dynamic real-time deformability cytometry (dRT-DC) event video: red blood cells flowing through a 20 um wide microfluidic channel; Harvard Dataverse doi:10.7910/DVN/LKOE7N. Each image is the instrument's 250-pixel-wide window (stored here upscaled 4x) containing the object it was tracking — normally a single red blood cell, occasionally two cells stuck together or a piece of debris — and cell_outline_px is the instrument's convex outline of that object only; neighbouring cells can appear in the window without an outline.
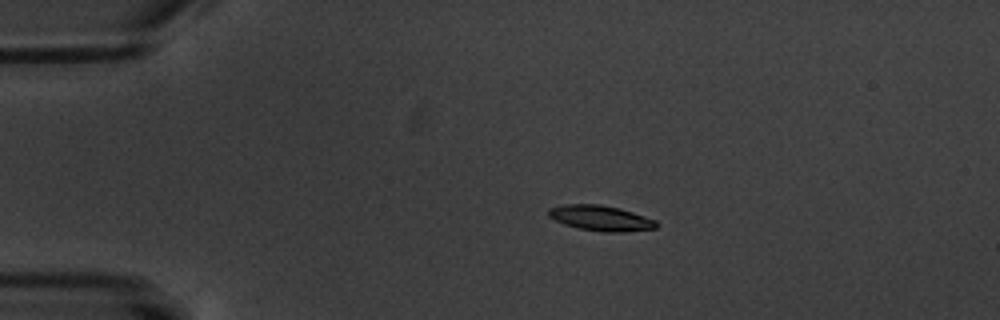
{"species": "common noctule bat (a hibernating species)", "species_latin": "Nyctalus noctula", "temperature_condition": "warm", "stored_images_in_passage": 7, "camera_frame_rate_fps": 3000, "um_per_image_px": 0.085, "animal": {"sex": "male", "body_mass_g": 20.1, "forearm_length_mm": 53.5}, "frame": {"image": 1, "passage_image": 3, "time_ms": 2.0, "image_size_px": [1000, 320], "cell_outline_px": [[660, 224], [656, 228], [624, 232], [604, 232], [580, 228], [564, 224], [548, 216], [548, 208], [564, 204], [600, 204], [620, 208], [656, 220]], "centroid_in_image_um": [51.08, 18.53], "position_along_channel_um": 33.9, "area_um2": 15.95}}